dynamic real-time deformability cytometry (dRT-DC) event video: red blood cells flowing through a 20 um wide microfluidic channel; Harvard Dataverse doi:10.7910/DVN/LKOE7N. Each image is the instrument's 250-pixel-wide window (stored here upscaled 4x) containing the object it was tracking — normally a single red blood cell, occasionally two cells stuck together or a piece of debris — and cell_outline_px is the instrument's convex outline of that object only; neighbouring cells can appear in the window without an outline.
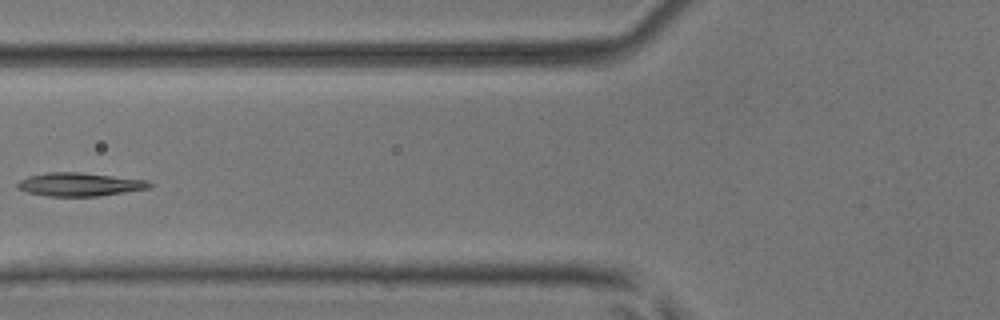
{"species": "common noctule bat (a hibernating species)", "species_latin": "Nyctalus noctula", "temperature_condition": "room temperature", "stored_images_in_passage": 6, "camera_frame_rate_fps": 3000, "um_per_image_px": 0.085, "animal": {"sex": "male", "body_mass_g": 17.9, "forearm_length_mm": 54.2}, "frame": {"image": 1, "passage_image": 5, "time_ms": 1.333, "image_size_px": [1000, 320], "cell_outline_px": [[156, 184], [152, 188], [100, 196], [48, 196], [24, 192], [16, 188], [16, 184], [20, 180], [28, 176], [48, 172], [80, 172], [148, 180]], "centroid_in_image_um": [6.8, 15.68], "position_along_channel_um": 119.0, "area_um2": 18.32}}
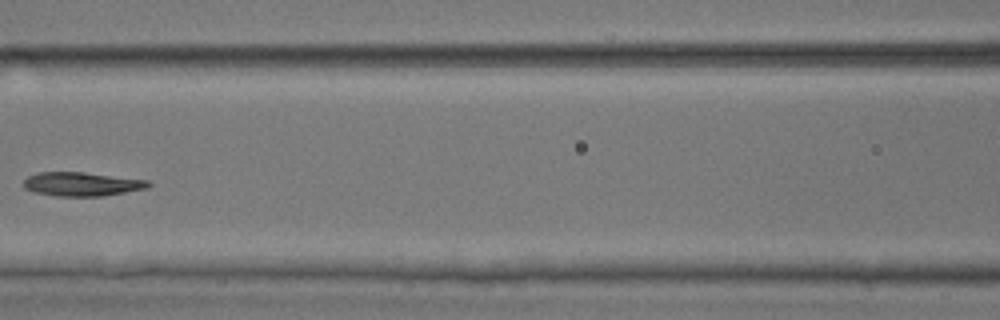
{"frame": {"image": 2, "passage_image": 6, "time_ms": 1.667, "image_size_px": [1000, 320], "cell_outline_px": [[152, 184], [148, 188], [104, 196], [56, 196], [36, 192], [24, 188], [24, 180], [28, 176], [36, 172], [84, 172], [148, 180]], "centroid_in_image_um": [6.97, 15.64], "position_along_channel_um": 159.6, "area_um2": 17.4}}